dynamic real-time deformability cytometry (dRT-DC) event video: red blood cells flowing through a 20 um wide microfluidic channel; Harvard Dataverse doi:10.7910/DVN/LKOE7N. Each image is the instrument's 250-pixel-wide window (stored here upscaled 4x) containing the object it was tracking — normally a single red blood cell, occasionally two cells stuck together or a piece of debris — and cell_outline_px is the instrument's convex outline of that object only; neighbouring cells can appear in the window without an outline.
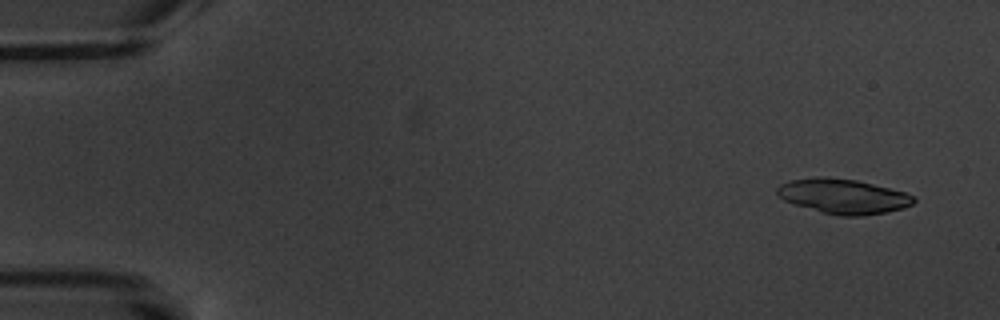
{"species": "common noctule bat (a hibernating species)", "species_latin": "Nyctalus noctula", "temperature_condition": "warm", "stored_images_in_passage": 6, "segment_of_instrument_passage": [1, 2], "camera_frame_rate_fps": 3000, "um_per_image_px": 0.085, "animal": {"sex": "male", "body_mass_g": 20.1, "forearm_length_mm": 53.5}, "frame": {"image": 1, "passage_image": 1, "time_ms": 0.0, "image_size_px": [1000, 320], "cell_outline_px": [[916, 200], [912, 204], [904, 208], [864, 216], [840, 216], [820, 212], [784, 200], [776, 192], [776, 188], [780, 184], [792, 180], [816, 176], [824, 176], [856, 180], [904, 192], [912, 196]], "centroid_in_image_um": [71.65, 16.68], "position_along_channel_um": 13.3, "area_um2": 27.51}}